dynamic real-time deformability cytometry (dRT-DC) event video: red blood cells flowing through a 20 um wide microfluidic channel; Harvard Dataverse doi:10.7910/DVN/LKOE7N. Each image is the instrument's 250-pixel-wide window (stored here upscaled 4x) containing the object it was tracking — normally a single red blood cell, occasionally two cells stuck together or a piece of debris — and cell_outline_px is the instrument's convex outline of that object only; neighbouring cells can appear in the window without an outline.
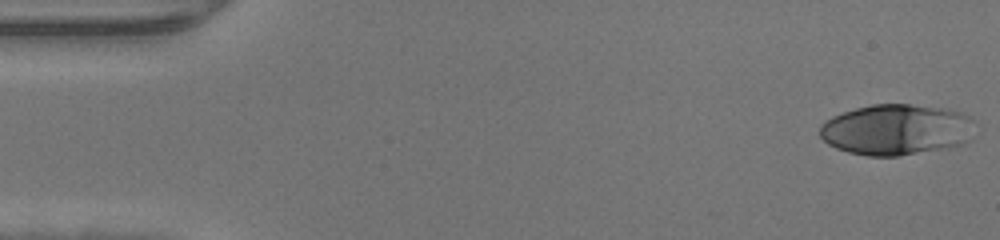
{"species": "human", "species_latin": "Homo sapiens", "temperature_condition": "warm", "stored_images_in_passage": 46, "camera_frame_rate_fps": 3000, "um_per_image_px": 0.085, "donor": {"sex": "male"}, "frame": {"image": 1, "passage_image": 1, "time_ms": 0.0, "image_size_px": [1000, 240], "cell_outline_px": [[972, 140], [948, 148], [900, 156], [868, 156], [848, 152], [836, 148], [828, 144], [820, 136], [820, 124], [832, 116], [856, 108], [872, 104], [908, 104], [948, 108], [960, 112], [968, 116], [972, 120]], "centroid_in_image_um": [76.19, 11.02], "position_along_channel_um": 8.8, "area_um2": 46.24}}
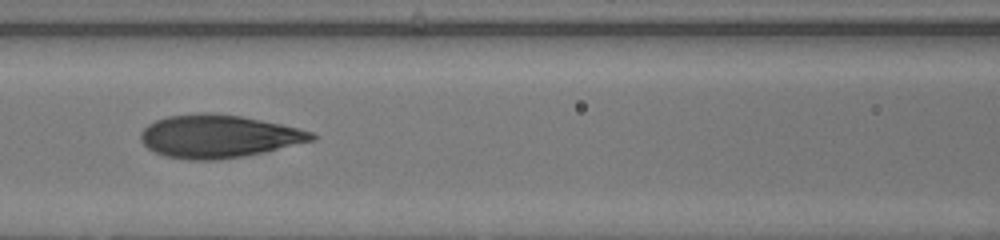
{"frame": {"image": 2, "passage_image": 20, "time_ms": 6.333, "image_size_px": [1000, 240], "cell_outline_px": [[316, 140], [264, 152], [244, 156], [216, 160], [188, 160], [168, 156], [156, 152], [148, 148], [140, 140], [140, 132], [148, 124], [156, 120], [168, 116], [204, 112], [212, 112], [240, 116], [300, 128], [312, 132], [316, 136]], "centroid_in_image_um": [18.58, 11.58], "position_along_channel_um": 148.0, "area_um2": 42.71}}
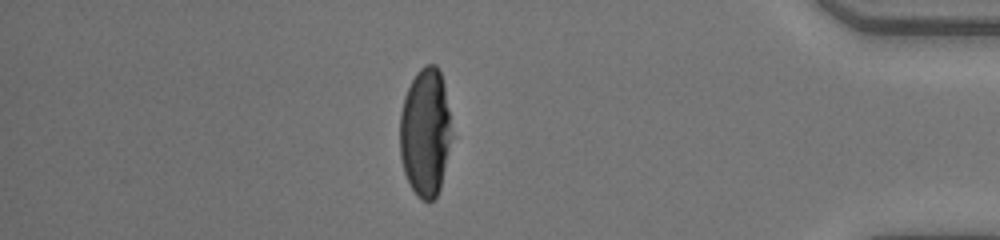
{"frame": {"image": 3, "passage_image": 40, "time_ms": 13.0, "image_size_px": [1000, 240], "cell_outline_px": [[452, 136], [440, 188], [436, 196], [432, 200], [420, 200], [416, 196], [404, 172], [400, 156], [400, 112], [404, 96], [416, 72], [424, 64], [436, 64], [440, 72], [444, 88]], "centroid_in_image_um": [36.13, 11.25], "position_along_channel_um": 399.1, "area_um2": 38.55}}